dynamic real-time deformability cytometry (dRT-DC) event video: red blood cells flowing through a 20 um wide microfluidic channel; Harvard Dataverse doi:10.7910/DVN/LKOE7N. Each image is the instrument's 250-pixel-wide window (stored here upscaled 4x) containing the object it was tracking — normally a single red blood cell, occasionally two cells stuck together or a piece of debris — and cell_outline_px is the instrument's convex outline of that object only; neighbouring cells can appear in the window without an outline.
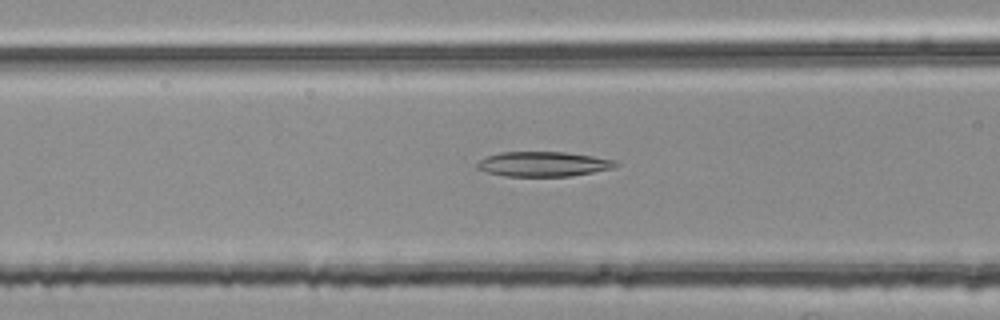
{"species": "common noctule bat (a hibernating species)", "species_latin": "Nyctalus noctula", "temperature_condition": "room temperature", "stored_images_in_passage": 45, "camera_frame_rate_fps": 3000, "um_per_image_px": 0.085, "animal": {"sex": "female", "body_mass_g": 25.1}, "frame": {"image": 1, "passage_image": 17, "time_ms": 5.333, "image_size_px": [1000, 320], "cell_outline_px": [[620, 164], [616, 168], [572, 176], [504, 176], [488, 172], [476, 168], [476, 164], [480, 160], [488, 156], [500, 152], [564, 152], [592, 156], [616, 160]], "centroid_in_image_um": [46.23, 13.95], "position_along_channel_um": 120.4, "area_um2": 20.11}}
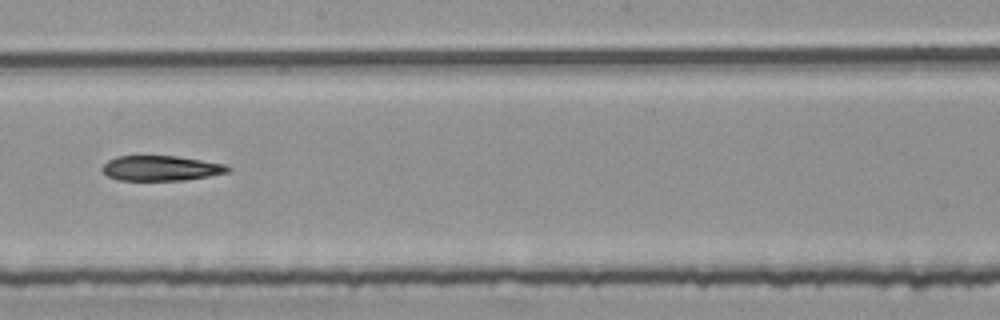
{"frame": {"image": 2, "passage_image": 26, "time_ms": 8.333, "image_size_px": [1000, 320], "cell_outline_px": [[232, 168], [228, 172], [208, 176], [184, 180], [116, 180], [108, 176], [100, 168], [108, 160], [116, 156], [176, 156], [224, 164]], "centroid_in_image_um": [13.65, 14.3], "position_along_channel_um": 234.6, "area_um2": 18.26}}
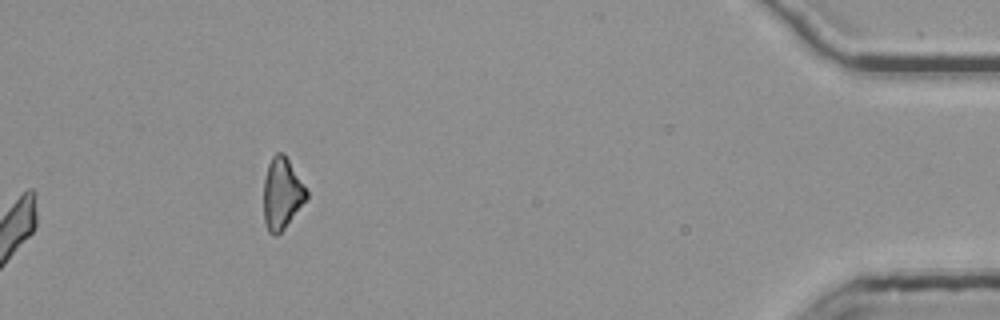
{"frame": {"image": 3, "passage_image": 45, "time_ms": 14.667, "image_size_px": [1000, 320], "cell_outline_px": [[308, 200], [284, 228], [276, 236], [272, 236], [268, 232], [264, 220], [264, 180], [268, 164], [272, 156], [276, 152], [284, 152], [308, 192]], "centroid_in_image_um": [23.97, 16.46], "position_along_channel_um": 411.2, "area_um2": 17.98}}